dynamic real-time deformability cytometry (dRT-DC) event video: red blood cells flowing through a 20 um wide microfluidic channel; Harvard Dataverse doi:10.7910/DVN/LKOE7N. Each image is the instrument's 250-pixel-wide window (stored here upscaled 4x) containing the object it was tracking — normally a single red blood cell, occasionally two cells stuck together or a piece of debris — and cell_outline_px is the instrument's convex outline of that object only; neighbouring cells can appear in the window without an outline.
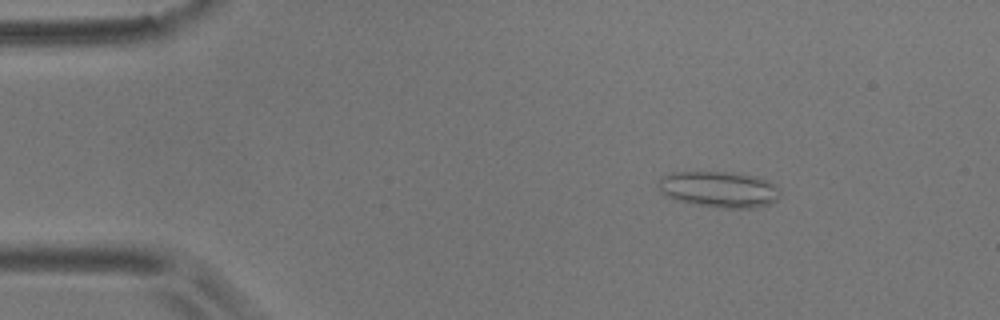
{"species": "common noctule bat (a hibernating species)", "species_latin": "Nyctalus noctula", "temperature_condition": "room temperature", "stored_images_in_passage": 7, "camera_frame_rate_fps": 3000, "um_per_image_px": 0.085, "animal": {"sex": "male", "body_mass_g": 17.9}, "frame": {"image": 1, "passage_image": 2, "time_ms": 0.333, "image_size_px": [1000, 320], "cell_outline_px": [[780, 192], [776, 200], [768, 204], [756, 208], [724, 208], [696, 204], [676, 200], [660, 192], [656, 184], [660, 176], [672, 172], [724, 172], [756, 176], [768, 180], [776, 184]], "centroid_in_image_um": [61.1, 16.09], "position_along_channel_um": 23.9, "area_um2": 25.72}}
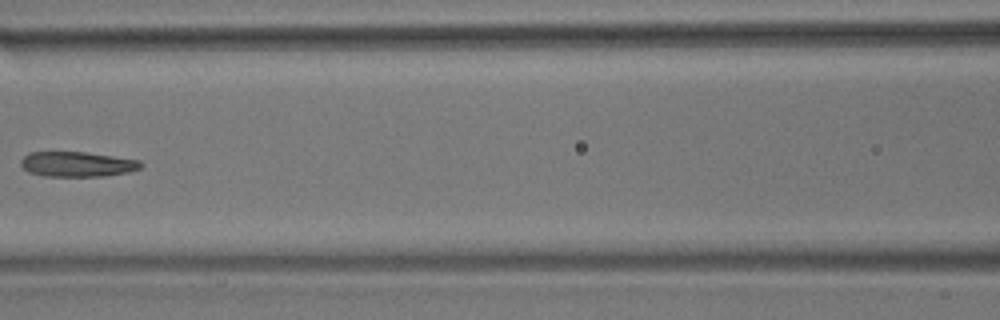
{"frame": {"image": 2, "passage_image": 7, "time_ms": 2.0, "image_size_px": [1000, 320], "cell_outline_px": [[144, 164], [140, 168], [128, 172], [104, 176], [44, 176], [28, 172], [20, 164], [20, 160], [28, 152], [84, 152], [140, 160]], "centroid_in_image_um": [6.55, 13.95], "position_along_channel_um": 160.1, "area_um2": 17.51}}